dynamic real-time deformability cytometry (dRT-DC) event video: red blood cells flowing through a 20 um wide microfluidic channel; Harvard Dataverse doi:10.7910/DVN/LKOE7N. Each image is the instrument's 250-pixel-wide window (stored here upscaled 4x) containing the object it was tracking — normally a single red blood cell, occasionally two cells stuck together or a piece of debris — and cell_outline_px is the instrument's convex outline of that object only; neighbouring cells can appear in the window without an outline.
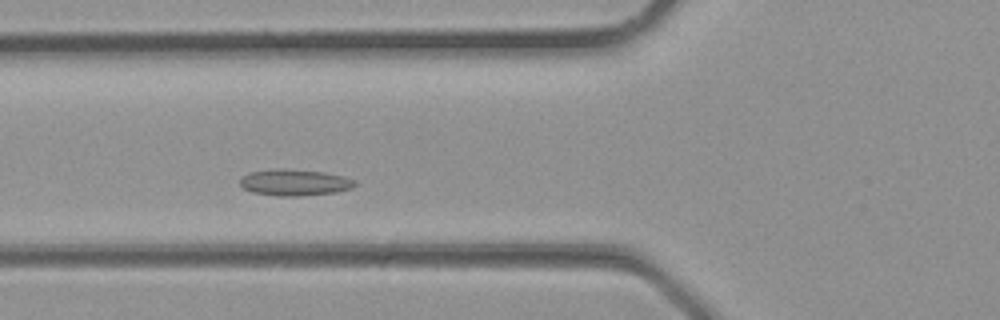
{"species": "common noctule bat (a hibernating species)", "species_latin": "Nyctalus noctula", "temperature_condition": "room temperature", "stored_images_in_passage": 28, "camera_frame_rate_fps": 3000, "um_per_image_px": 0.085, "animal": {"sex": "male", "body_mass_g": 23.1, "forearm_length_mm": 52.7}, "frame": {"image": 1, "passage_image": 8, "time_ms": 2.333, "image_size_px": [1000, 320], "cell_outline_px": [[356, 184], [352, 188], [336, 192], [300, 196], [276, 196], [252, 192], [244, 188], [240, 184], [240, 180], [248, 172], [272, 168], [284, 168], [324, 172], [356, 180]], "centroid_in_image_um": [25.02, 15.5], "position_along_channel_um": 100.8, "area_um2": 17.74}}
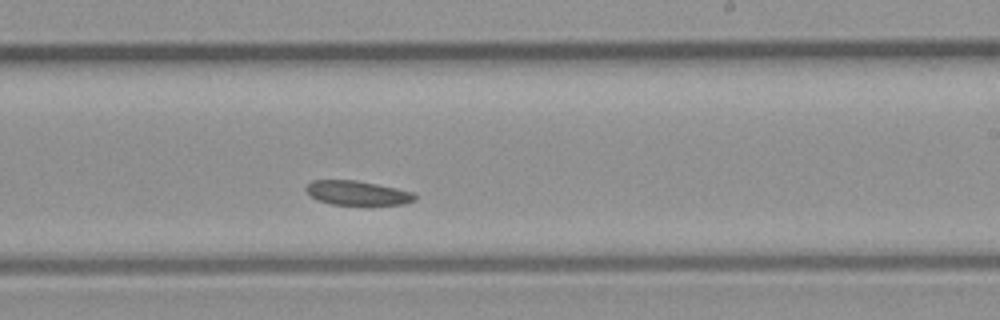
{"frame": {"image": 2, "passage_image": 16, "time_ms": 5.0, "image_size_px": [1000, 320], "cell_outline_px": [[416, 200], [404, 204], [332, 204], [316, 200], [304, 188], [312, 180], [356, 180], [396, 188], [412, 192], [416, 196]], "centroid_in_image_um": [30.36, 16.39], "position_along_channel_um": 258.6, "area_um2": 15.2}}
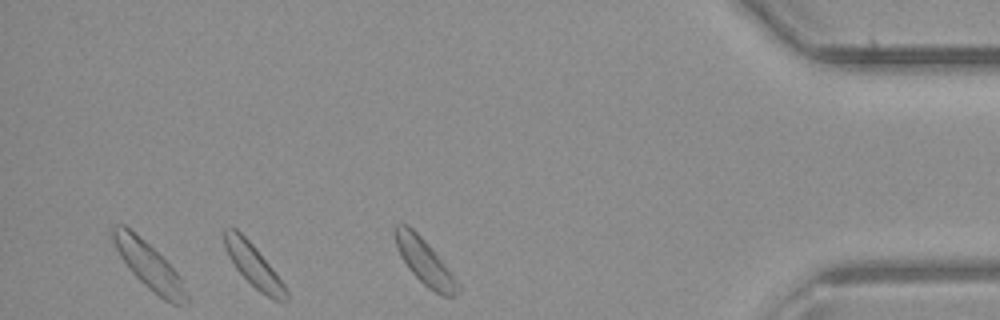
{"frame": {"image": 3, "passage_image": 25, "time_ms": 8.0, "image_size_px": [1000, 320], "cell_outline_px": [[288, 300], [272, 300], [260, 292], [236, 268], [228, 256], [224, 248], [224, 228], [236, 228], [256, 248], [272, 268], [284, 284], [288, 292]], "centroid_in_image_um": [21.55, 22.56], "position_along_channel_um": 413.7, "area_um2": 15.09}}